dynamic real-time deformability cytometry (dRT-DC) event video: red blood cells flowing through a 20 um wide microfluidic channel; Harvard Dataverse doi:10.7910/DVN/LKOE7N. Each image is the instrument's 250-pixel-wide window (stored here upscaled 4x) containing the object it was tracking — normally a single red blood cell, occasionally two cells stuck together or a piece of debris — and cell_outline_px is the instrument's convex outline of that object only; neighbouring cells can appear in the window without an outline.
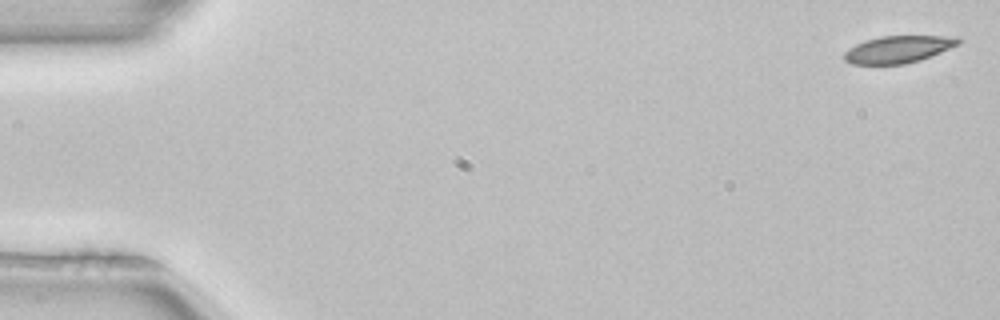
{"species": "common noctule bat (a hibernating species)", "species_latin": "Nyctalus noctula", "temperature_condition": "room temperature", "stored_images_in_passage": 51, "camera_frame_rate_fps": 3000, "um_per_image_px": 0.085, "animal": {"sex": "female", "body_mass_g": 22.7, "forearm_length_mm": 54.2}, "frame": {"image": 1, "passage_image": 1, "time_ms": 0.0, "image_size_px": [1000, 320], "cell_outline_px": [[964, 40], [960, 44], [920, 60], [904, 64], [852, 64], [844, 60], [844, 52], [848, 48], [864, 40], [880, 36], [960, 36]], "centroid_in_image_um": [76.38, 4.18], "position_along_channel_um": 8.6, "area_um2": 18.21}}
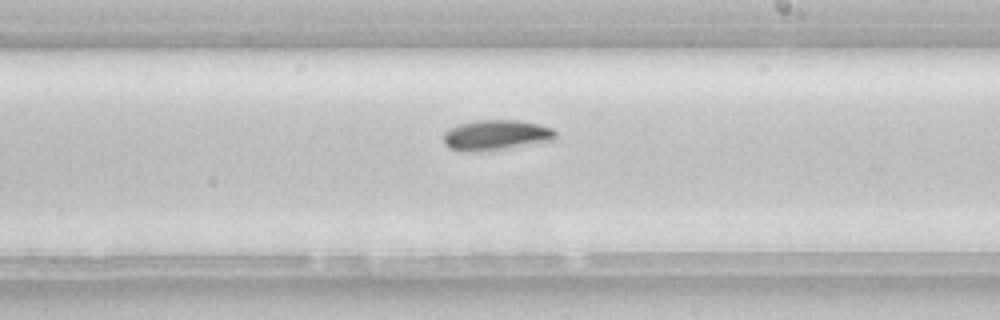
{"frame": {"image": 2, "passage_image": 30, "time_ms": 9.667, "image_size_px": [1000, 320], "cell_outline_px": [[556, 136], [552, 140], [504, 148], [468, 152], [448, 148], [444, 144], [444, 132], [460, 124], [476, 120], [516, 120], [540, 124], [552, 128], [556, 132]], "centroid_in_image_um": [42.14, 11.47], "position_along_channel_um": 246.9, "area_um2": 19.42}}
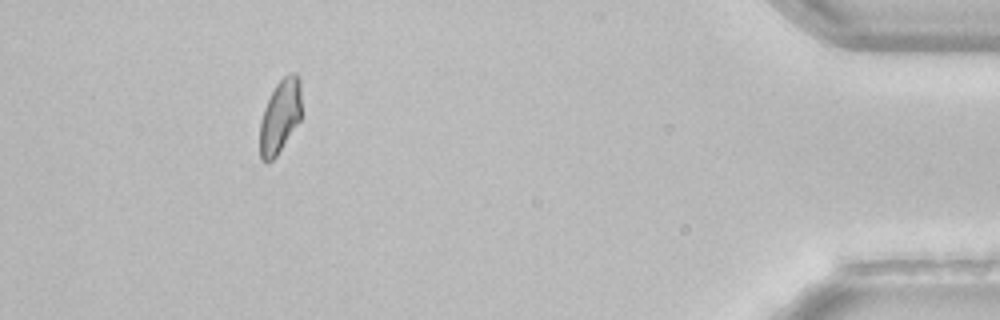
{"frame": {"image": 3, "passage_image": 47, "time_ms": 15.333, "image_size_px": [1000, 320], "cell_outline_px": [[300, 120], [276, 156], [272, 160], [264, 164], [260, 160], [260, 120], [264, 108], [276, 84], [288, 72], [296, 72], [300, 76]], "centroid_in_image_um": [23.79, 9.88], "position_along_channel_um": 411.4, "area_um2": 17.86}}